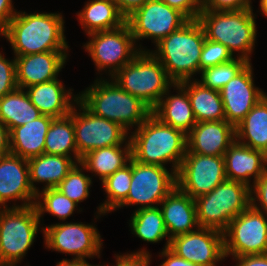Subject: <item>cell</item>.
<instances>
[{"mask_svg":"<svg viewBox=\"0 0 267 266\" xmlns=\"http://www.w3.org/2000/svg\"><path fill=\"white\" fill-rule=\"evenodd\" d=\"M64 24L61 13L17 11L0 36L10 43L14 56L68 51Z\"/></svg>","mask_w":267,"mask_h":266,"instance_id":"6da1fadb","label":"cell"},{"mask_svg":"<svg viewBox=\"0 0 267 266\" xmlns=\"http://www.w3.org/2000/svg\"><path fill=\"white\" fill-rule=\"evenodd\" d=\"M132 158L142 164L159 165L176 174L187 152V135L161 122L152 113L130 133Z\"/></svg>","mask_w":267,"mask_h":266,"instance_id":"7a4b0ae2","label":"cell"},{"mask_svg":"<svg viewBox=\"0 0 267 266\" xmlns=\"http://www.w3.org/2000/svg\"><path fill=\"white\" fill-rule=\"evenodd\" d=\"M98 78L78 94V100L93 114L118 123L129 133L151 114L145 103L124 91L112 78Z\"/></svg>","mask_w":267,"mask_h":266,"instance_id":"3957f363","label":"cell"},{"mask_svg":"<svg viewBox=\"0 0 267 266\" xmlns=\"http://www.w3.org/2000/svg\"><path fill=\"white\" fill-rule=\"evenodd\" d=\"M206 35L198 19L189 20L182 27L162 39L149 50L163 65L174 83L193 80L200 74V56Z\"/></svg>","mask_w":267,"mask_h":266,"instance_id":"277c9868","label":"cell"},{"mask_svg":"<svg viewBox=\"0 0 267 266\" xmlns=\"http://www.w3.org/2000/svg\"><path fill=\"white\" fill-rule=\"evenodd\" d=\"M253 6L238 11L201 10L198 21L206 38L223 44L235 57L251 62L257 35Z\"/></svg>","mask_w":267,"mask_h":266,"instance_id":"5b68a950","label":"cell"},{"mask_svg":"<svg viewBox=\"0 0 267 266\" xmlns=\"http://www.w3.org/2000/svg\"><path fill=\"white\" fill-rule=\"evenodd\" d=\"M111 78L151 110L174 84L161 62L150 51H140Z\"/></svg>","mask_w":267,"mask_h":266,"instance_id":"8992f818","label":"cell"},{"mask_svg":"<svg viewBox=\"0 0 267 266\" xmlns=\"http://www.w3.org/2000/svg\"><path fill=\"white\" fill-rule=\"evenodd\" d=\"M195 203L198 226L224 232L251 205L250 188L227 179L210 193L197 197Z\"/></svg>","mask_w":267,"mask_h":266,"instance_id":"52a82bcc","label":"cell"},{"mask_svg":"<svg viewBox=\"0 0 267 266\" xmlns=\"http://www.w3.org/2000/svg\"><path fill=\"white\" fill-rule=\"evenodd\" d=\"M40 226L35 205L0 207V261L18 266L34 244L38 231H43Z\"/></svg>","mask_w":267,"mask_h":266,"instance_id":"ba28073f","label":"cell"},{"mask_svg":"<svg viewBox=\"0 0 267 266\" xmlns=\"http://www.w3.org/2000/svg\"><path fill=\"white\" fill-rule=\"evenodd\" d=\"M87 36L89 41L82 47L100 75L105 72L111 78L140 52L127 22L116 29L92 32Z\"/></svg>","mask_w":267,"mask_h":266,"instance_id":"9c48e42d","label":"cell"},{"mask_svg":"<svg viewBox=\"0 0 267 266\" xmlns=\"http://www.w3.org/2000/svg\"><path fill=\"white\" fill-rule=\"evenodd\" d=\"M45 248L73 255L72 259L100 258L103 241L95 224L60 222L43 227Z\"/></svg>","mask_w":267,"mask_h":266,"instance_id":"30bf717a","label":"cell"},{"mask_svg":"<svg viewBox=\"0 0 267 266\" xmlns=\"http://www.w3.org/2000/svg\"><path fill=\"white\" fill-rule=\"evenodd\" d=\"M73 125L78 155L94 149L131 144L130 133L118 123L93 114L79 100L73 106Z\"/></svg>","mask_w":267,"mask_h":266,"instance_id":"8fae6325","label":"cell"},{"mask_svg":"<svg viewBox=\"0 0 267 266\" xmlns=\"http://www.w3.org/2000/svg\"><path fill=\"white\" fill-rule=\"evenodd\" d=\"M159 165L142 164L132 158V179L127 198L115 209L138 206L137 209L159 206L177 186L176 173Z\"/></svg>","mask_w":267,"mask_h":266,"instance_id":"7c38bea8","label":"cell"},{"mask_svg":"<svg viewBox=\"0 0 267 266\" xmlns=\"http://www.w3.org/2000/svg\"><path fill=\"white\" fill-rule=\"evenodd\" d=\"M188 21L183 13L162 0H147L142 7L126 18L140 51L149 49L142 48L143 46L137 43L139 40L150 39L156 45Z\"/></svg>","mask_w":267,"mask_h":266,"instance_id":"4fadbf2b","label":"cell"},{"mask_svg":"<svg viewBox=\"0 0 267 266\" xmlns=\"http://www.w3.org/2000/svg\"><path fill=\"white\" fill-rule=\"evenodd\" d=\"M225 257L267 253V215L250 205L223 232Z\"/></svg>","mask_w":267,"mask_h":266,"instance_id":"5bb4252c","label":"cell"},{"mask_svg":"<svg viewBox=\"0 0 267 266\" xmlns=\"http://www.w3.org/2000/svg\"><path fill=\"white\" fill-rule=\"evenodd\" d=\"M227 180L224 157L186 152L176 174L177 187L193 199Z\"/></svg>","mask_w":267,"mask_h":266,"instance_id":"9a60e30c","label":"cell"},{"mask_svg":"<svg viewBox=\"0 0 267 266\" xmlns=\"http://www.w3.org/2000/svg\"><path fill=\"white\" fill-rule=\"evenodd\" d=\"M169 249L197 266H216L226 259L223 232L212 228L198 227L176 236L170 239Z\"/></svg>","mask_w":267,"mask_h":266,"instance_id":"2e32d148","label":"cell"},{"mask_svg":"<svg viewBox=\"0 0 267 266\" xmlns=\"http://www.w3.org/2000/svg\"><path fill=\"white\" fill-rule=\"evenodd\" d=\"M219 92L223 102L225 120L234 126L242 121L256 103L266 95L261 88L255 85L251 62Z\"/></svg>","mask_w":267,"mask_h":266,"instance_id":"e0dca14e","label":"cell"},{"mask_svg":"<svg viewBox=\"0 0 267 266\" xmlns=\"http://www.w3.org/2000/svg\"><path fill=\"white\" fill-rule=\"evenodd\" d=\"M37 194L30 184L28 160L9 153L0 159V206L7 208L8 202L21 201L10 207L35 205ZM11 200V201H10Z\"/></svg>","mask_w":267,"mask_h":266,"instance_id":"ac0fdd59","label":"cell"},{"mask_svg":"<svg viewBox=\"0 0 267 266\" xmlns=\"http://www.w3.org/2000/svg\"><path fill=\"white\" fill-rule=\"evenodd\" d=\"M69 51H49L23 56H14L18 88L50 82L58 78L67 62Z\"/></svg>","mask_w":267,"mask_h":266,"instance_id":"d6986e66","label":"cell"},{"mask_svg":"<svg viewBox=\"0 0 267 266\" xmlns=\"http://www.w3.org/2000/svg\"><path fill=\"white\" fill-rule=\"evenodd\" d=\"M223 157L227 179L246 184L249 188L267 172V155L237 140L225 151Z\"/></svg>","mask_w":267,"mask_h":266,"instance_id":"ffe728a7","label":"cell"},{"mask_svg":"<svg viewBox=\"0 0 267 266\" xmlns=\"http://www.w3.org/2000/svg\"><path fill=\"white\" fill-rule=\"evenodd\" d=\"M235 140V126L226 120L197 122L187 134V151L223 156Z\"/></svg>","mask_w":267,"mask_h":266,"instance_id":"44dd1931","label":"cell"},{"mask_svg":"<svg viewBox=\"0 0 267 266\" xmlns=\"http://www.w3.org/2000/svg\"><path fill=\"white\" fill-rule=\"evenodd\" d=\"M163 220L170 239L192 232L198 226L195 199L177 186L160 203Z\"/></svg>","mask_w":267,"mask_h":266,"instance_id":"7402d4cb","label":"cell"},{"mask_svg":"<svg viewBox=\"0 0 267 266\" xmlns=\"http://www.w3.org/2000/svg\"><path fill=\"white\" fill-rule=\"evenodd\" d=\"M59 78L50 82L36 84L25 88L32 104L43 114L54 118L70 114L71 109L78 100V93L74 95L73 89H66Z\"/></svg>","mask_w":267,"mask_h":266,"instance_id":"603a6c76","label":"cell"},{"mask_svg":"<svg viewBox=\"0 0 267 266\" xmlns=\"http://www.w3.org/2000/svg\"><path fill=\"white\" fill-rule=\"evenodd\" d=\"M177 94L168 89L151 113L161 122L184 132L186 135L197 123L187 91L179 84L172 85Z\"/></svg>","mask_w":267,"mask_h":266,"instance_id":"cb8c5ba5","label":"cell"},{"mask_svg":"<svg viewBox=\"0 0 267 266\" xmlns=\"http://www.w3.org/2000/svg\"><path fill=\"white\" fill-rule=\"evenodd\" d=\"M54 117L42 115L9 131L10 153L24 159L44 154L45 137Z\"/></svg>","mask_w":267,"mask_h":266,"instance_id":"d4e9b609","label":"cell"},{"mask_svg":"<svg viewBox=\"0 0 267 266\" xmlns=\"http://www.w3.org/2000/svg\"><path fill=\"white\" fill-rule=\"evenodd\" d=\"M76 164L77 162L71 157L54 154H41L28 159L30 184L33 191L36 194L40 191L36 183H44L42 190L56 188Z\"/></svg>","mask_w":267,"mask_h":266,"instance_id":"484cf974","label":"cell"},{"mask_svg":"<svg viewBox=\"0 0 267 266\" xmlns=\"http://www.w3.org/2000/svg\"><path fill=\"white\" fill-rule=\"evenodd\" d=\"M76 15L85 34L116 29L126 23L125 16L111 0H88Z\"/></svg>","mask_w":267,"mask_h":266,"instance_id":"4316f807","label":"cell"},{"mask_svg":"<svg viewBox=\"0 0 267 266\" xmlns=\"http://www.w3.org/2000/svg\"><path fill=\"white\" fill-rule=\"evenodd\" d=\"M132 158V145L121 144L94 149L89 151L81 159V164L86 172H91L92 176H98L102 182L118 169L127 165Z\"/></svg>","mask_w":267,"mask_h":266,"instance_id":"83f0119b","label":"cell"},{"mask_svg":"<svg viewBox=\"0 0 267 266\" xmlns=\"http://www.w3.org/2000/svg\"><path fill=\"white\" fill-rule=\"evenodd\" d=\"M179 84L188 93L197 122L225 120L223 102L219 91L203 86L196 78Z\"/></svg>","mask_w":267,"mask_h":266,"instance_id":"f1b7e54d","label":"cell"},{"mask_svg":"<svg viewBox=\"0 0 267 266\" xmlns=\"http://www.w3.org/2000/svg\"><path fill=\"white\" fill-rule=\"evenodd\" d=\"M236 140L267 155V94L235 126Z\"/></svg>","mask_w":267,"mask_h":266,"instance_id":"f546056e","label":"cell"},{"mask_svg":"<svg viewBox=\"0 0 267 266\" xmlns=\"http://www.w3.org/2000/svg\"><path fill=\"white\" fill-rule=\"evenodd\" d=\"M42 115L30 101L25 89L17 88L0 98V122L9 131Z\"/></svg>","mask_w":267,"mask_h":266,"instance_id":"4dcf8cb0","label":"cell"},{"mask_svg":"<svg viewBox=\"0 0 267 266\" xmlns=\"http://www.w3.org/2000/svg\"><path fill=\"white\" fill-rule=\"evenodd\" d=\"M44 154L73 157L77 163L81 162L75 142L73 108L69 115L52 120L45 137Z\"/></svg>","mask_w":267,"mask_h":266,"instance_id":"1f68e13d","label":"cell"},{"mask_svg":"<svg viewBox=\"0 0 267 266\" xmlns=\"http://www.w3.org/2000/svg\"><path fill=\"white\" fill-rule=\"evenodd\" d=\"M129 220L131 233L147 243H158L166 239L163 249L169 248L170 238L160 207L142 208L133 211ZM167 237V238H166Z\"/></svg>","mask_w":267,"mask_h":266,"instance_id":"d6a6232c","label":"cell"},{"mask_svg":"<svg viewBox=\"0 0 267 266\" xmlns=\"http://www.w3.org/2000/svg\"><path fill=\"white\" fill-rule=\"evenodd\" d=\"M132 179V158L129 163L118 169L101 182L106 199L97 207L95 219L114 211L126 198L130 190ZM102 215V216H101Z\"/></svg>","mask_w":267,"mask_h":266,"instance_id":"836d02e7","label":"cell"},{"mask_svg":"<svg viewBox=\"0 0 267 266\" xmlns=\"http://www.w3.org/2000/svg\"><path fill=\"white\" fill-rule=\"evenodd\" d=\"M35 206L41 221L44 213H49L64 222L74 214L75 210L81 211L78 205L70 200L67 196L61 193L56 188H49L41 190L37 193ZM81 209V210H80Z\"/></svg>","mask_w":267,"mask_h":266,"instance_id":"e575fe53","label":"cell"},{"mask_svg":"<svg viewBox=\"0 0 267 266\" xmlns=\"http://www.w3.org/2000/svg\"><path fill=\"white\" fill-rule=\"evenodd\" d=\"M250 62L235 56L232 60L203 69L200 80L203 86L220 91L232 78L240 73Z\"/></svg>","mask_w":267,"mask_h":266,"instance_id":"d590c367","label":"cell"},{"mask_svg":"<svg viewBox=\"0 0 267 266\" xmlns=\"http://www.w3.org/2000/svg\"><path fill=\"white\" fill-rule=\"evenodd\" d=\"M84 170L85 167L77 163L56 187L77 205L89 197L93 183L92 177L83 173Z\"/></svg>","mask_w":267,"mask_h":266,"instance_id":"8d00e7d4","label":"cell"},{"mask_svg":"<svg viewBox=\"0 0 267 266\" xmlns=\"http://www.w3.org/2000/svg\"><path fill=\"white\" fill-rule=\"evenodd\" d=\"M233 58L234 56L226 46L206 38L200 56V72L205 68L219 65Z\"/></svg>","mask_w":267,"mask_h":266,"instance_id":"74e56055","label":"cell"},{"mask_svg":"<svg viewBox=\"0 0 267 266\" xmlns=\"http://www.w3.org/2000/svg\"><path fill=\"white\" fill-rule=\"evenodd\" d=\"M17 88L15 58L6 59L0 51V98Z\"/></svg>","mask_w":267,"mask_h":266,"instance_id":"f35d334b","label":"cell"},{"mask_svg":"<svg viewBox=\"0 0 267 266\" xmlns=\"http://www.w3.org/2000/svg\"><path fill=\"white\" fill-rule=\"evenodd\" d=\"M115 265L113 266H150L152 255L146 248H142L139 251L125 254H115ZM110 266V265H103Z\"/></svg>","mask_w":267,"mask_h":266,"instance_id":"ab89813d","label":"cell"},{"mask_svg":"<svg viewBox=\"0 0 267 266\" xmlns=\"http://www.w3.org/2000/svg\"><path fill=\"white\" fill-rule=\"evenodd\" d=\"M251 205L267 215V172L250 188Z\"/></svg>","mask_w":267,"mask_h":266,"instance_id":"60d3db41","label":"cell"},{"mask_svg":"<svg viewBox=\"0 0 267 266\" xmlns=\"http://www.w3.org/2000/svg\"><path fill=\"white\" fill-rule=\"evenodd\" d=\"M252 6V0H205L202 10L238 11Z\"/></svg>","mask_w":267,"mask_h":266,"instance_id":"b9f144b4","label":"cell"},{"mask_svg":"<svg viewBox=\"0 0 267 266\" xmlns=\"http://www.w3.org/2000/svg\"><path fill=\"white\" fill-rule=\"evenodd\" d=\"M168 6L183 13L189 20L198 19L202 5L197 0H162Z\"/></svg>","mask_w":267,"mask_h":266,"instance_id":"7bdbcfd3","label":"cell"},{"mask_svg":"<svg viewBox=\"0 0 267 266\" xmlns=\"http://www.w3.org/2000/svg\"><path fill=\"white\" fill-rule=\"evenodd\" d=\"M12 2V0H0V33L17 13Z\"/></svg>","mask_w":267,"mask_h":266,"instance_id":"ee69618b","label":"cell"},{"mask_svg":"<svg viewBox=\"0 0 267 266\" xmlns=\"http://www.w3.org/2000/svg\"><path fill=\"white\" fill-rule=\"evenodd\" d=\"M159 257L164 259L159 266H197L194 263L177 256L169 248L163 249L161 253L159 252Z\"/></svg>","mask_w":267,"mask_h":266,"instance_id":"f6af8a7d","label":"cell"},{"mask_svg":"<svg viewBox=\"0 0 267 266\" xmlns=\"http://www.w3.org/2000/svg\"><path fill=\"white\" fill-rule=\"evenodd\" d=\"M235 266H267V253L234 257Z\"/></svg>","mask_w":267,"mask_h":266,"instance_id":"bcb514c9","label":"cell"},{"mask_svg":"<svg viewBox=\"0 0 267 266\" xmlns=\"http://www.w3.org/2000/svg\"><path fill=\"white\" fill-rule=\"evenodd\" d=\"M115 3L119 11L125 16L129 17L136 9L143 6L147 0H111Z\"/></svg>","mask_w":267,"mask_h":266,"instance_id":"7dc6e473","label":"cell"},{"mask_svg":"<svg viewBox=\"0 0 267 266\" xmlns=\"http://www.w3.org/2000/svg\"><path fill=\"white\" fill-rule=\"evenodd\" d=\"M10 153L9 129L0 122V155L4 156Z\"/></svg>","mask_w":267,"mask_h":266,"instance_id":"c3c4849f","label":"cell"},{"mask_svg":"<svg viewBox=\"0 0 267 266\" xmlns=\"http://www.w3.org/2000/svg\"><path fill=\"white\" fill-rule=\"evenodd\" d=\"M56 266H96L90 264L87 260H75V259H67L64 258L61 261H57ZM97 266H103V265H97Z\"/></svg>","mask_w":267,"mask_h":266,"instance_id":"681fc988","label":"cell"},{"mask_svg":"<svg viewBox=\"0 0 267 266\" xmlns=\"http://www.w3.org/2000/svg\"><path fill=\"white\" fill-rule=\"evenodd\" d=\"M259 2L261 14L267 17V0H260Z\"/></svg>","mask_w":267,"mask_h":266,"instance_id":"f907efd6","label":"cell"},{"mask_svg":"<svg viewBox=\"0 0 267 266\" xmlns=\"http://www.w3.org/2000/svg\"><path fill=\"white\" fill-rule=\"evenodd\" d=\"M0 266H16V265L0 261Z\"/></svg>","mask_w":267,"mask_h":266,"instance_id":"816d5d0a","label":"cell"},{"mask_svg":"<svg viewBox=\"0 0 267 266\" xmlns=\"http://www.w3.org/2000/svg\"><path fill=\"white\" fill-rule=\"evenodd\" d=\"M201 5L205 2V0H197Z\"/></svg>","mask_w":267,"mask_h":266,"instance_id":"f5cc1de1","label":"cell"}]
</instances>
